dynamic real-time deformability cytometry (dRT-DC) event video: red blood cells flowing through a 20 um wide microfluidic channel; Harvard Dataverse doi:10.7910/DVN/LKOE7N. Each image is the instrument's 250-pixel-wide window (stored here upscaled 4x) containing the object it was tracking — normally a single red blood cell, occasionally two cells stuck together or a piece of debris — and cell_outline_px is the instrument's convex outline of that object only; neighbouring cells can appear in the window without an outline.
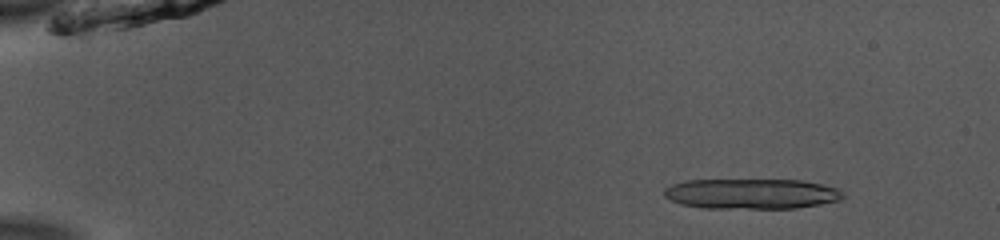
{"species": "common noctule bat (a hibernating species)", "species_latin": "Nyctalus noctula", "temperature_condition": "room temperature", "stored_images_in_passage": 16, "camera_frame_rate_fps": 3000, "um_per_image_px": 0.085, "animal": {"sex": "male", "body_mass_g": 13.0, "forearm_length_mm": 53.1}, "frame": {"image": 1, "passage_image": 6, "time_ms": 1.667, "image_size_px": [1000, 240], "cell_outline_px": [[844, 196], [840, 200], [820, 204], [796, 208], [704, 208], [680, 204], [664, 196], [664, 188], [672, 184], [688, 180], [800, 180], [820, 184], [836, 188], [844, 192]], "centroid_in_image_um": [63.86, 16.47], "position_along_channel_um": 21.1, "area_um2": 31.5}}